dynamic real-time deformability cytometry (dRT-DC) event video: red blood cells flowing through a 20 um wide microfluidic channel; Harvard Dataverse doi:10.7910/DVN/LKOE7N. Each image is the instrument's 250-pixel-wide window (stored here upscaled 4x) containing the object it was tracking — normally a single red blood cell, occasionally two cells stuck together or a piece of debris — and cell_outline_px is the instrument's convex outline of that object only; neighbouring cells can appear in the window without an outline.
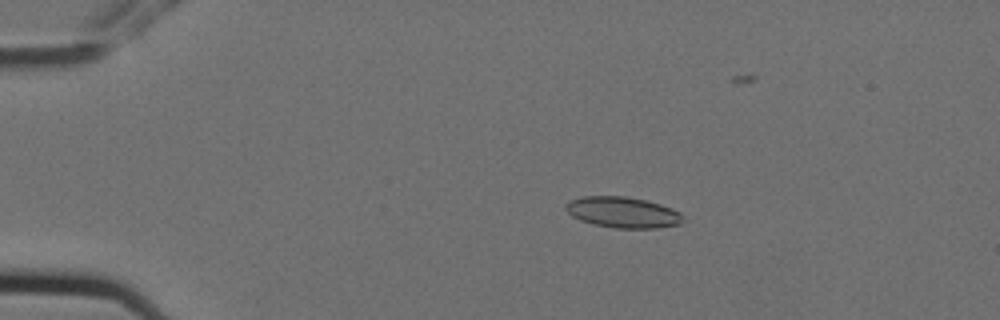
{"species": "Egyptian fruit bat (a non-hibernating species)", "species_latin": "Rousettus aegyptiacus", "temperature_condition": "cold", "stored_images_in_passage": 6, "camera_frame_rate_fps": 3000, "um_per_image_px": 0.085, "animal": {"sex": "female"}, "frame": {"image": 1, "passage_image": 4, "time_ms": 1.0, "image_size_px": [1000, 320], "cell_outline_px": [[684, 220], [680, 224], [656, 228], [616, 228], [592, 224], [580, 220], [572, 216], [564, 208], [564, 204], [580, 196], [624, 196], [644, 200], [660, 204], [672, 208], [680, 212], [684, 216]], "centroid_in_image_um": [52.94, 18.05], "position_along_channel_um": 32.1, "area_um2": 21.21}}